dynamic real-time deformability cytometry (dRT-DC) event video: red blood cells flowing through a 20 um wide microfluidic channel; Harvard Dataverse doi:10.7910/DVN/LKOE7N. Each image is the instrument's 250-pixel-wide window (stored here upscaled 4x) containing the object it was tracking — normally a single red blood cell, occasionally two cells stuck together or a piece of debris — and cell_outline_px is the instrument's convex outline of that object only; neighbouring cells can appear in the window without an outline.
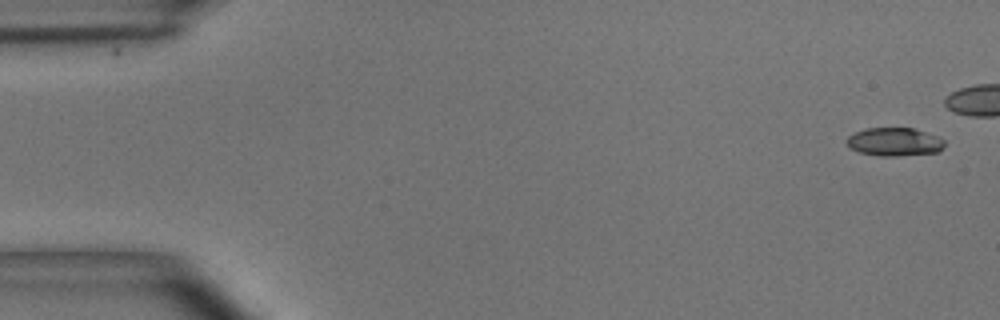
{"species": "common noctule bat (a hibernating species)", "species_latin": "Nyctalus noctula", "temperature_condition": "room temperature", "stored_images_in_passage": 51, "camera_frame_rate_fps": 3000, "um_per_image_px": 0.085, "animal": {"sex": "male", "body_mass_g": 15.6}, "frame": {"image": 1, "passage_image": 1, "time_ms": 0.0, "image_size_px": [1000, 320], "cell_outline_px": [[944, 148], [936, 152], [900, 156], [880, 156], [860, 152], [852, 148], [848, 144], [848, 136], [864, 128], [912, 128], [936, 136], [944, 140]], "centroid_in_image_um": [76.04, 12.06], "position_along_channel_um": 9.0, "area_um2": 15.9}}